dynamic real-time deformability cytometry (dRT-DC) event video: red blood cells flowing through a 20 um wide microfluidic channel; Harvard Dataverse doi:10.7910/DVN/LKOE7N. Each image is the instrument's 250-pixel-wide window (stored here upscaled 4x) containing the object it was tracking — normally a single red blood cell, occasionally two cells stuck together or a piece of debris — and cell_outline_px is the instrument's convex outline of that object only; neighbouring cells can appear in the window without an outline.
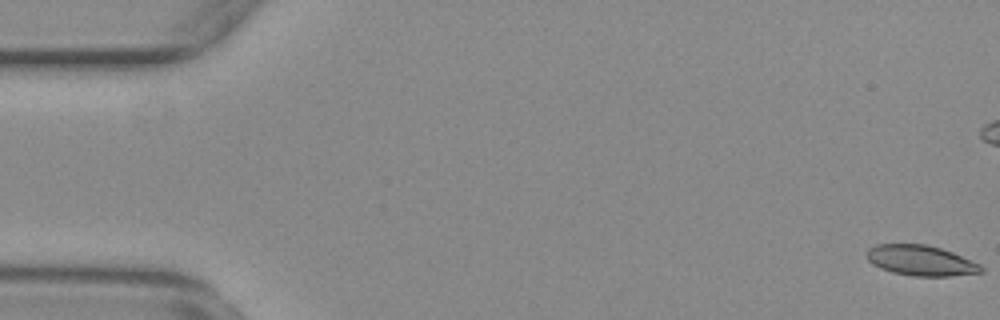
{"species": "common noctule bat (a hibernating species)", "species_latin": "Nyctalus noctula", "temperature_condition": "warm", "stored_images_in_passage": 7, "camera_frame_rate_fps": 3000, "um_per_image_px": 0.085, "animal": {"sex": "female", "body_mass_g": 29.2, "forearm_length_mm": 56.3}, "frame": {"image": 1, "passage_image": 1, "time_ms": 0.0, "image_size_px": [1000, 320], "cell_outline_px": [[984, 272], [948, 276], [912, 276], [892, 272], [880, 268], [872, 264], [864, 256], [868, 248], [876, 244], [924, 244], [940, 248], [952, 252], [972, 260], [980, 264], [984, 268]], "centroid_in_image_um": [78.24, 22.14], "position_along_channel_um": 6.8, "area_um2": 20.4}}